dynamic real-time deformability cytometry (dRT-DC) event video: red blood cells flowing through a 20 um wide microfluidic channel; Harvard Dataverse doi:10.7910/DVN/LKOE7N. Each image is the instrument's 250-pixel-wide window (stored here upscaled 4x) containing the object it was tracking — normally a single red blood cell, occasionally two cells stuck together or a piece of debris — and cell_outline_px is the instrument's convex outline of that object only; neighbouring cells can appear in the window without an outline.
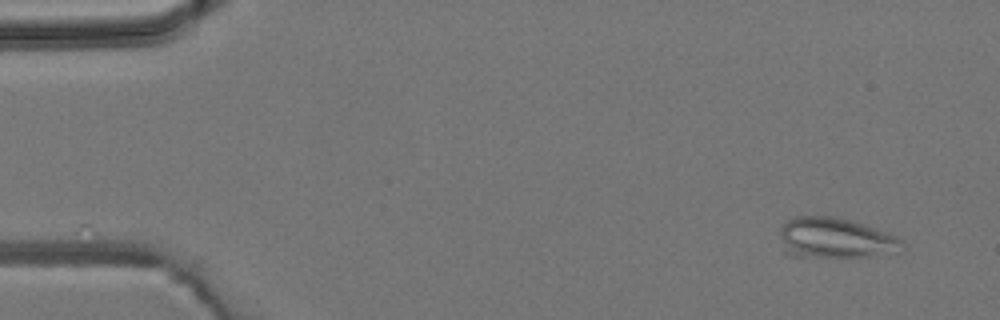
{"species": "common noctule bat (a hibernating species)", "species_latin": "Nyctalus noctula", "temperature_condition": "room temperature", "stored_images_in_passage": 3, "camera_frame_rate_fps": 3000, "um_per_image_px": 0.085, "animal": {"sex": "male", "body_mass_g": 19.2, "forearm_length_mm": 51.8}, "frame": {"image": 1, "passage_image": 1, "time_ms": 0.0, "image_size_px": [1000, 320], "cell_outline_px": [[900, 252], [868, 256], [784, 256], [780, 232], [780, 228], [788, 220], [796, 216], [836, 216], [852, 220], [888, 232], [896, 236], [900, 240]], "centroid_in_image_um": [70.96, 20.22], "position_along_channel_um": 14.0, "area_um2": 28.78}}